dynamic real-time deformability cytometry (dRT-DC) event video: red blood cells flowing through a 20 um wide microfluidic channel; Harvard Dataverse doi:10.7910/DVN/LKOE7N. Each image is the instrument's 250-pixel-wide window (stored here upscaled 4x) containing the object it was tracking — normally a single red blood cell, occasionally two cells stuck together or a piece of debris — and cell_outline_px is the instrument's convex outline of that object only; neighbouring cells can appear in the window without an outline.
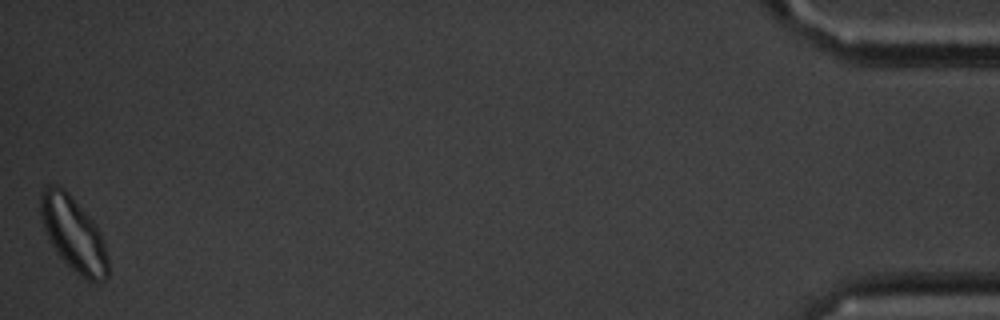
{"species": "common noctule bat (a hibernating species)", "species_latin": "Nyctalus noctula", "temperature_condition": "cold", "stored_images_in_passage": 15, "segment_of_instrument_passage": [2, 2], "camera_frame_rate_fps": 3000, "um_per_image_px": 0.085, "animal": {"sex": "male", "body_mass_g": 20.1, "forearm_length_mm": 53.5}, "frame": {"image": 1, "passage_image": 15, "time_ms": 4.667, "image_size_px": [1000, 320], "cell_outline_px": [[108, 276], [104, 280], [96, 284], [88, 280], [76, 272], [56, 252], [48, 240], [40, 216], [40, 196], [44, 188], [48, 184], [60, 184], [68, 192], [96, 224], [104, 240], [108, 260]], "centroid_in_image_um": [6.25, 19.87], "position_along_channel_um": 429.0, "area_um2": 29.36}}